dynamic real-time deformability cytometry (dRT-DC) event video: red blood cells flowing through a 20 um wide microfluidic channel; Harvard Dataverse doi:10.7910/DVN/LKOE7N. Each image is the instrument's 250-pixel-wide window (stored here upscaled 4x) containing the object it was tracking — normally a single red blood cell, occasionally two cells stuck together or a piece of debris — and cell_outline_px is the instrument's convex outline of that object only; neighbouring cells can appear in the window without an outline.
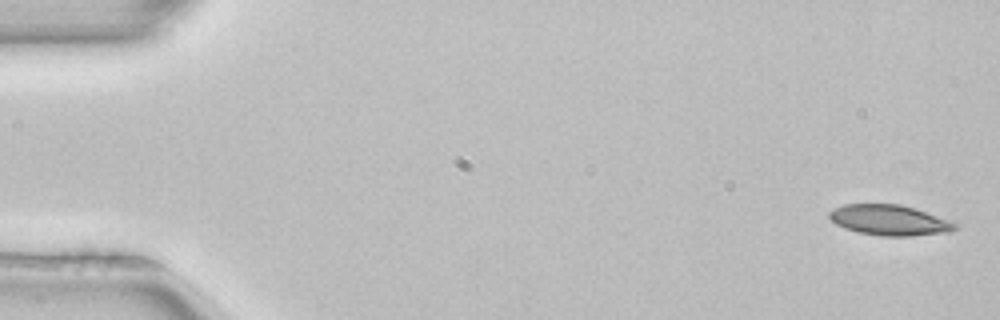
{"species": "common noctule bat (a hibernating species)", "species_latin": "Nyctalus noctula", "temperature_condition": "room temperature", "stored_images_in_passage": 3, "camera_frame_rate_fps": 3000, "um_per_image_px": 0.085, "animal": {"sex": "female", "body_mass_g": 22.7, "forearm_length_mm": 54.2}, "frame": {"image": 1, "passage_image": 1, "time_ms": 0.0, "image_size_px": [1000, 320], "cell_outline_px": [[956, 228], [948, 232], [908, 236], [880, 236], [860, 232], [844, 228], [836, 224], [828, 216], [828, 212], [844, 204], [900, 204], [916, 208], [956, 224]], "centroid_in_image_um": [75.55, 18.71], "position_along_channel_um": 9.4, "area_um2": 22.02}}